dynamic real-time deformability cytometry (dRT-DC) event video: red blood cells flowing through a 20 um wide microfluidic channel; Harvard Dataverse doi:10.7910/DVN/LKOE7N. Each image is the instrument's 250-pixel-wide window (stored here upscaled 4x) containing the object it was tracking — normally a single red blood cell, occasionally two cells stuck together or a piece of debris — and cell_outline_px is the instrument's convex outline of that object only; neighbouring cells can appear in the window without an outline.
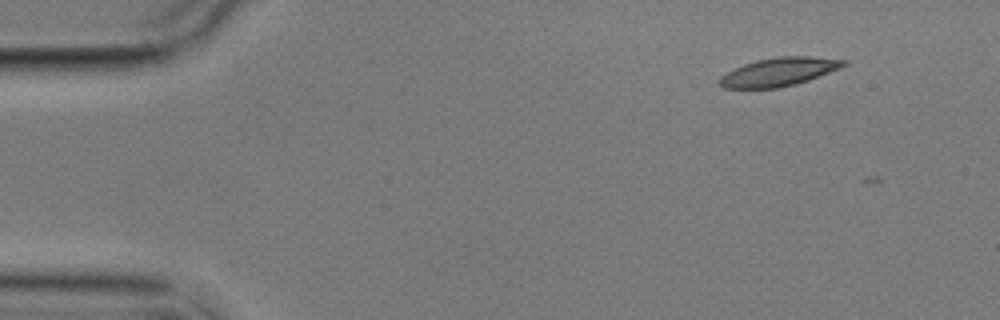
{"species": "common noctule bat (a hibernating species)", "species_latin": "Nyctalus noctula", "temperature_condition": "cold", "stored_images_in_passage": 3, "camera_frame_rate_fps": 3000, "um_per_image_px": 0.085, "animal": {"sex": "male", "body_mass_g": 17.9}, "frame": {"image": 1, "passage_image": 1, "time_ms": 0.0, "image_size_px": [1000, 320], "cell_outline_px": [[848, 64], [840, 68], [808, 80], [796, 84], [780, 88], [724, 88], [720, 84], [720, 76], [744, 64], [756, 60], [780, 56], [812, 56], [848, 60]], "centroid_in_image_um": [66.26, 6.1], "position_along_channel_um": 18.7, "area_um2": 20.46}}